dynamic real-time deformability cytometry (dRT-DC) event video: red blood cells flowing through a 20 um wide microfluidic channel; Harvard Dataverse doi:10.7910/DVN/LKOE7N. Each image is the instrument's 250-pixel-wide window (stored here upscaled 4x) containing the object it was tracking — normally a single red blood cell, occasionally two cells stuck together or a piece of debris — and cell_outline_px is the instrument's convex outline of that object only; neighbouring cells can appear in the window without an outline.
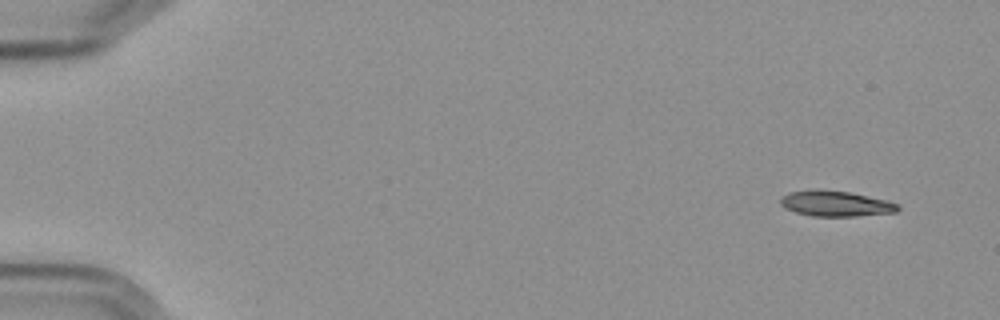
{"species": "Egyptian fruit bat (a non-hibernating species)", "species_latin": "Rousettus aegyptiacus", "temperature_condition": "cold", "stored_images_in_passage": 5, "camera_frame_rate_fps": 3000, "um_per_image_px": 0.085, "frame": {"image": 1, "passage_image": 1, "time_ms": 0.0, "image_size_px": [1000, 320], "cell_outline_px": [[900, 208], [896, 212], [856, 216], [812, 216], [796, 212], [784, 208], [780, 204], [780, 196], [788, 192], [808, 188], [816, 188], [848, 192], [888, 200], [900, 204]], "centroid_in_image_um": [70.99, 17.28], "position_along_channel_um": 14.0, "area_um2": 17.86}}
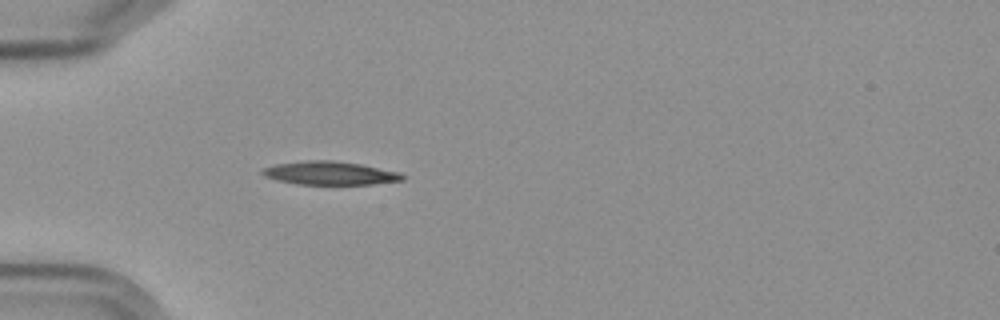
{"frame": {"image": 2, "passage_image": 5, "time_ms": 4.667, "image_size_px": [1000, 320], "cell_outline_px": [[404, 180], [372, 184], [296, 184], [276, 180], [264, 176], [260, 172], [264, 168], [276, 164], [308, 160], [332, 160], [360, 164], [400, 172], [404, 176]], "centroid_in_image_um": [28.03, 14.71], "position_along_channel_um": 57.0, "area_um2": 19.02}}